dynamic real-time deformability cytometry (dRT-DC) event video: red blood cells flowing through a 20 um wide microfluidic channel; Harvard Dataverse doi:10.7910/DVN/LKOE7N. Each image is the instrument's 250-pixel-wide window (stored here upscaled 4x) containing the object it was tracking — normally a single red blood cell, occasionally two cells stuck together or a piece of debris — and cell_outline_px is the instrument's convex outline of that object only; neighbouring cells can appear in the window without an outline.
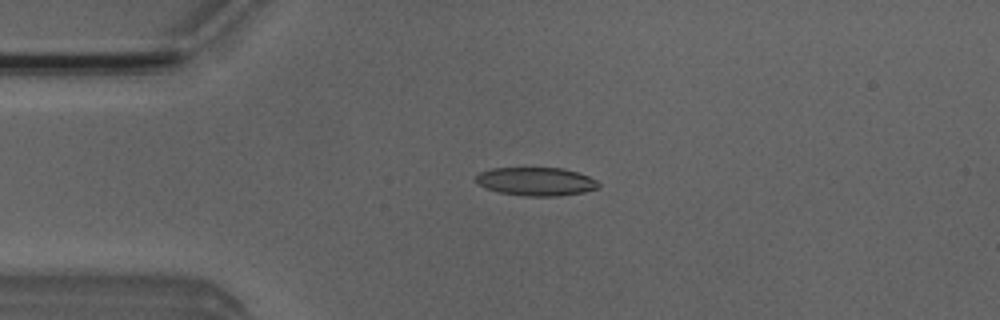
{"species": "Egyptian fruit bat (a non-hibernating species)", "species_latin": "Rousettus aegyptiacus", "temperature_condition": "room temperature", "stored_images_in_passage": 8, "camera_frame_rate_fps": 3000, "um_per_image_px": 0.085, "animal": {"sex": "male"}, "frame": {"image": 1, "passage_image": 4, "time_ms": 3.333, "image_size_px": [1000, 320], "cell_outline_px": [[600, 188], [584, 192], [556, 196], [524, 196], [500, 192], [488, 188], [480, 184], [476, 180], [476, 176], [480, 172], [492, 168], [564, 168], [588, 176], [596, 180], [600, 184]], "centroid_in_image_um": [45.61, 15.42], "position_along_channel_um": 39.4, "area_um2": 20.11}}
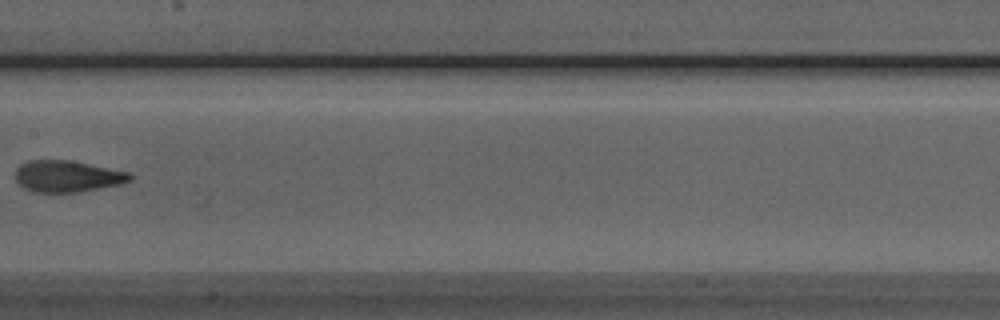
{"frame": {"image": 2, "passage_image": 8, "time_ms": 8.0, "image_size_px": [1000, 320], "cell_outline_px": [[132, 180], [120, 184], [80, 192], [32, 192], [24, 188], [16, 180], [16, 168], [20, 164], [28, 160], [68, 160], [128, 172], [132, 176]], "centroid_in_image_um": [5.69, 14.99], "position_along_channel_um": 201.7, "area_um2": 20.92}}